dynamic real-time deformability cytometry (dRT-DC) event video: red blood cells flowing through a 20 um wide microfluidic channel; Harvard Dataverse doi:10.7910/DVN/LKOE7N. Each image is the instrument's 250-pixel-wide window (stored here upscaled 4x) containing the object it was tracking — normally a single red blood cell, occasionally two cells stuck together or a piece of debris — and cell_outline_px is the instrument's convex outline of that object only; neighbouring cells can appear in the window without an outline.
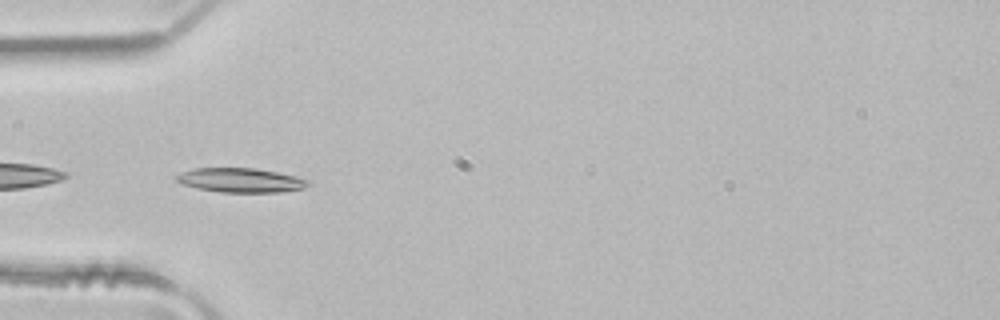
{"species": "common noctule bat (a hibernating species)", "species_latin": "Nyctalus noctula", "temperature_condition": "room temperature", "stored_images_in_passage": 3, "camera_frame_rate_fps": 3000, "um_per_image_px": 0.085, "animal": {"sex": "male", "body_mass_g": 21.5, "forearm_length_mm": 52.0}, "frame": {"image": 1, "passage_image": 3, "time_ms": 0.667, "image_size_px": [1000, 320], "cell_outline_px": [[308, 184], [304, 188], [280, 192], [220, 192], [196, 188], [184, 184], [176, 180], [176, 176], [180, 172], [192, 168], [256, 168], [296, 176], [308, 180]], "centroid_in_image_um": [20.43, 15.31], "position_along_channel_um": 64.6, "area_um2": 18.55}}